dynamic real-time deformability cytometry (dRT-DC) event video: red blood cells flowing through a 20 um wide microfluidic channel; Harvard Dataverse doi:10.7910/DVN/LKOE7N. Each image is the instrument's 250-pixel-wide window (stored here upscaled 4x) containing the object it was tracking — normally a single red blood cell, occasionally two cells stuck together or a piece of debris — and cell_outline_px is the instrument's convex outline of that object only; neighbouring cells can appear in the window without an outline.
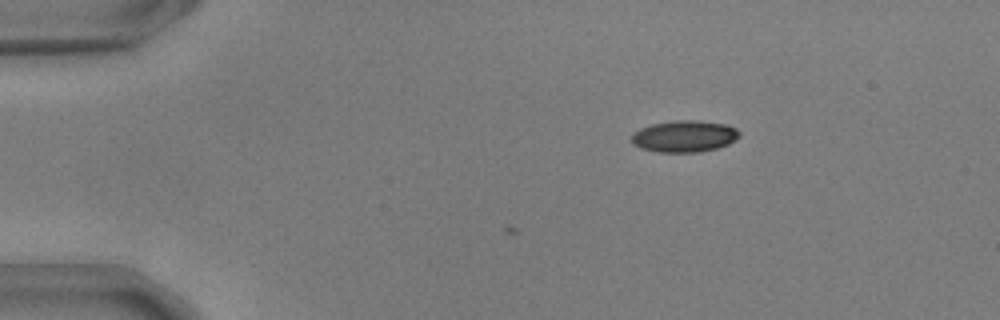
{"species": "common noctule bat (a hibernating species)", "species_latin": "Nyctalus noctula", "temperature_condition": "warm", "stored_images_in_passage": 9, "camera_frame_rate_fps": 3000, "um_per_image_px": 0.085, "animal": {"sex": "male", "body_mass_g": 17.9, "forearm_length_mm": 54.2}, "frame": {"image": 1, "passage_image": 1, "time_ms": 0.0, "image_size_px": [1000, 320], "cell_outline_px": [[740, 136], [736, 140], [728, 144], [716, 148], [700, 152], [660, 152], [640, 148], [632, 144], [632, 132], [640, 128], [652, 124], [676, 120], [692, 120], [724, 124], [736, 128], [740, 132]], "centroid_in_image_um": [58.16, 11.59], "position_along_channel_um": 26.8, "area_um2": 19.88}}